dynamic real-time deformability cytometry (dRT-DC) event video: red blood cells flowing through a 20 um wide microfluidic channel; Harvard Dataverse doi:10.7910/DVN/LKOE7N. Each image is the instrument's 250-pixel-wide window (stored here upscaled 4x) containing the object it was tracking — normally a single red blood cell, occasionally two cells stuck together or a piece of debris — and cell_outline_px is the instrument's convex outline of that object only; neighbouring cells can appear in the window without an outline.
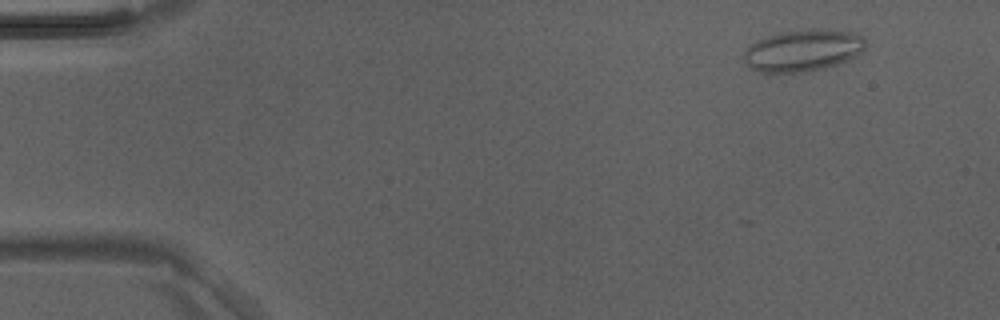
{"species": "Egyptian fruit bat (a non-hibernating species)", "species_latin": "Rousettus aegyptiacus", "temperature_condition": "room temperature", "stored_images_in_passage": 6, "camera_frame_rate_fps": 3000, "um_per_image_px": 0.085, "animal": {"sex": "male"}, "frame": {"image": 1, "passage_image": 2, "time_ms": 0.333, "image_size_px": [1000, 320], "cell_outline_px": [[864, 48], [860, 52], [848, 60], [824, 68], [800, 72], [760, 72], [748, 68], [744, 60], [744, 52], [756, 40], [764, 36], [780, 32], [808, 28], [820, 28], [852, 32], [860, 36], [864, 40]], "centroid_in_image_um": [68.2, 4.27], "position_along_channel_um": 16.8, "area_um2": 29.65}}